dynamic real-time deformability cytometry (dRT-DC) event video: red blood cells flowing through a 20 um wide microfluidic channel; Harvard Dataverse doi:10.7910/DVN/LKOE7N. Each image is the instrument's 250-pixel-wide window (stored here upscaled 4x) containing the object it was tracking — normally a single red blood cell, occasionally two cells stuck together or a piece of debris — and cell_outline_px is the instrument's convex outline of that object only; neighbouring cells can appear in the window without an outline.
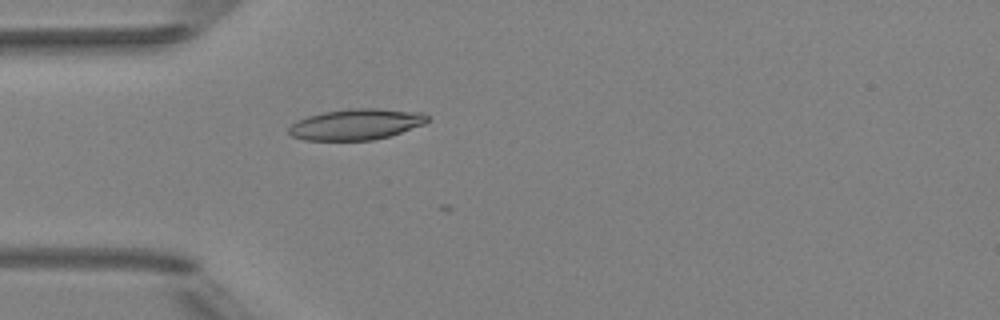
{"species": "Egyptian fruit bat (a non-hibernating species)", "species_latin": "Rousettus aegyptiacus", "temperature_condition": "room temperature", "stored_images_in_passage": 5, "camera_frame_rate_fps": 3000, "um_per_image_px": 0.085, "animal": {"sex": "female"}, "frame": {"image": 1, "passage_image": 5, "time_ms": 4.667, "image_size_px": [1000, 320], "cell_outline_px": [[428, 120], [424, 124], [388, 136], [372, 140], [304, 140], [292, 136], [288, 132], [288, 128], [296, 120], [308, 116], [324, 112], [348, 108], [376, 108], [424, 112], [428, 116]], "centroid_in_image_um": [30.26, 10.55], "position_along_channel_um": 54.7, "area_um2": 24.97}}